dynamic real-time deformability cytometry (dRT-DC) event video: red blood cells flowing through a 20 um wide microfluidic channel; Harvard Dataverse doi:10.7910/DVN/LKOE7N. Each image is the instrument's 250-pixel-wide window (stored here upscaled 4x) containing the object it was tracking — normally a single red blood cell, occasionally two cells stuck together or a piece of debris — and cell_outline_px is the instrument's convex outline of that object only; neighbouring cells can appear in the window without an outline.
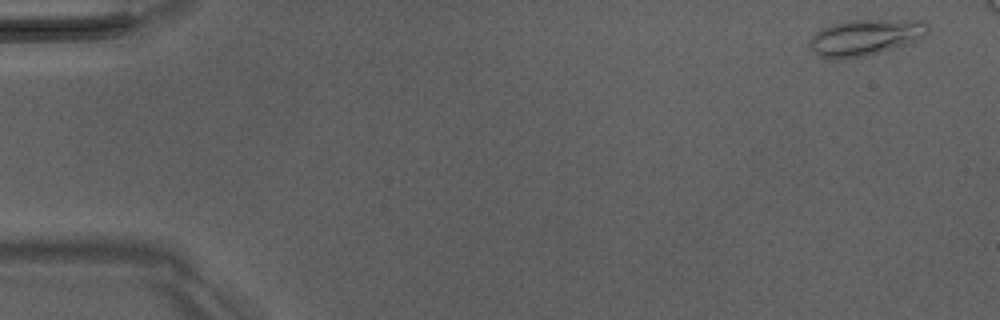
{"species": "Egyptian fruit bat (a non-hibernating species)", "species_latin": "Rousettus aegyptiacus", "temperature_condition": "room temperature", "stored_images_in_passage": 45, "camera_frame_rate_fps": 3000, "um_per_image_px": 0.085, "animal": {"sex": "male"}, "frame": {"image": 1, "passage_image": 1, "time_ms": 0.0, "image_size_px": [1000, 320], "cell_outline_px": [[928, 32], [924, 36], [908, 44], [864, 56], [840, 60], [832, 60], [820, 56], [812, 52], [808, 44], [812, 36], [816, 32], [832, 24], [848, 20], [924, 20], [928, 24]], "centroid_in_image_um": [73.52, 3.18], "position_along_channel_um": 11.5, "area_um2": 25.03}}
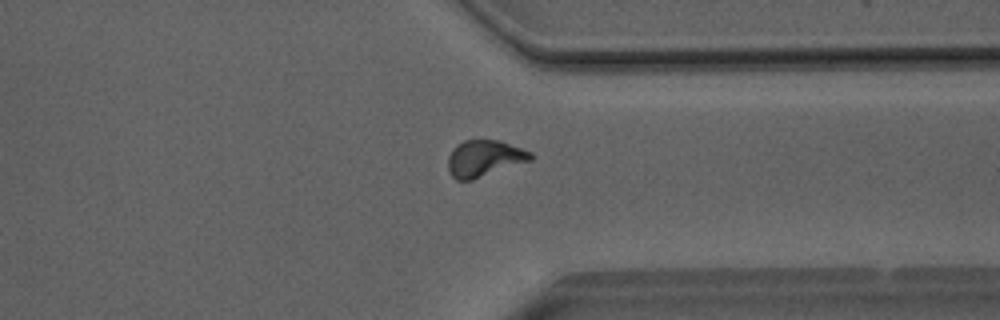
{"frame": {"image": 2, "passage_image": 38, "time_ms": 12.333, "image_size_px": [1000, 320], "cell_outline_px": [[532, 160], [472, 180], [456, 180], [448, 172], [448, 156], [452, 148], [456, 144], [464, 140], [500, 140], [532, 152]], "centroid_in_image_um": [41.14, 13.46], "position_along_channel_um": 370.3, "area_um2": 17.69}}
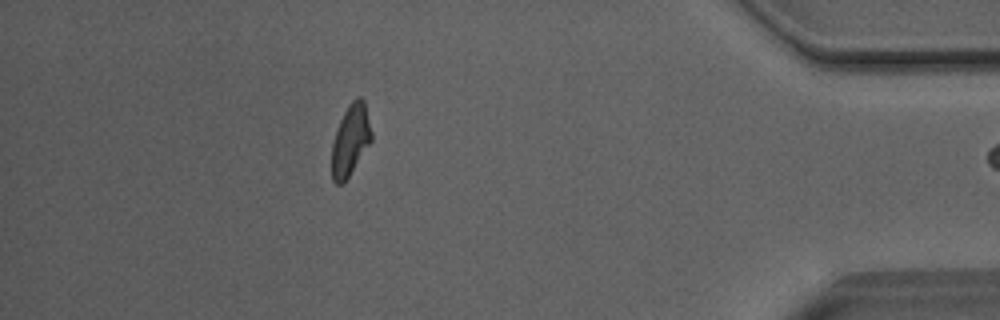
{"frame": {"image": 3, "passage_image": 44, "time_ms": 14.333, "image_size_px": [1000, 320], "cell_outline_px": [[372, 140], [344, 184], [336, 184], [332, 180], [332, 144], [336, 128], [348, 104], [356, 96], [360, 96], [364, 100], [372, 132]], "centroid_in_image_um": [29.79, 11.9], "position_along_channel_um": 405.4, "area_um2": 16.59}}